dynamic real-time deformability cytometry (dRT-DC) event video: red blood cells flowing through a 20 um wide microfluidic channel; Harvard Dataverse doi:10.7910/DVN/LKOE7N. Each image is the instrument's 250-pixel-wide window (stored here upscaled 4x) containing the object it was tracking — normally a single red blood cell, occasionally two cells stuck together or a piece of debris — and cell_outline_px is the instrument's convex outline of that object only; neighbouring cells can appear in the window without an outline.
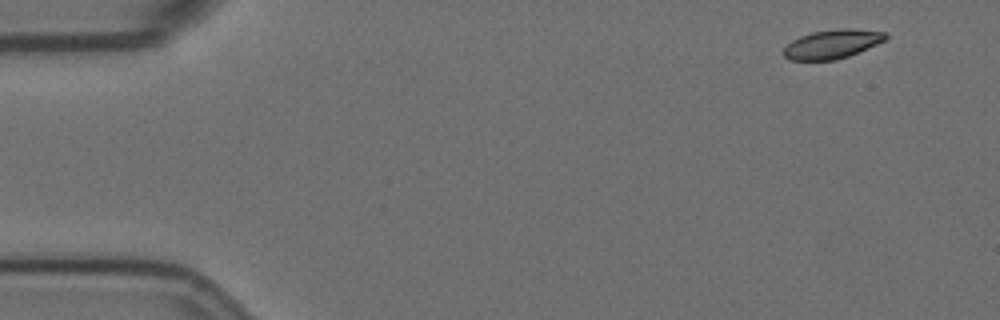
{"species": "Egyptian fruit bat (a non-hibernating species)", "species_latin": "Rousettus aegyptiacus", "temperature_condition": "room temperature", "stored_images_in_passage": 25, "camera_frame_rate_fps": 3000, "um_per_image_px": 0.085, "animal": {"sex": "female"}, "frame": {"image": 1, "passage_image": 1, "time_ms": 0.0, "image_size_px": [1000, 320], "cell_outline_px": [[888, 36], [884, 40], [876, 44], [848, 56], [836, 60], [788, 60], [784, 56], [784, 48], [792, 40], [800, 36], [812, 32], [840, 28], [848, 28], [888, 32]], "centroid_in_image_um": [70.73, 3.74], "position_along_channel_um": 14.3, "area_um2": 17.11}}
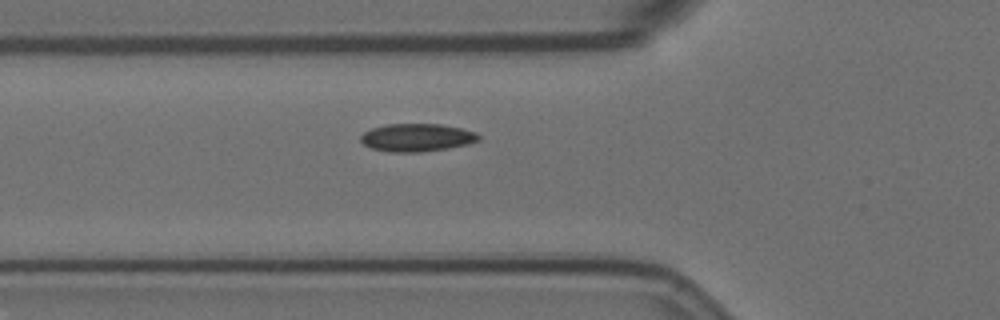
{"frame": {"image": 2, "passage_image": 17, "time_ms": 5.333, "image_size_px": [1000, 320], "cell_outline_px": [[480, 140], [468, 144], [448, 148], [420, 152], [388, 152], [372, 148], [364, 144], [360, 140], [360, 136], [364, 132], [372, 128], [388, 124], [440, 124], [460, 128], [476, 132], [480, 136]], "centroid_in_image_um": [35.44, 11.69], "position_along_channel_um": 90.4, "area_um2": 19.13}}
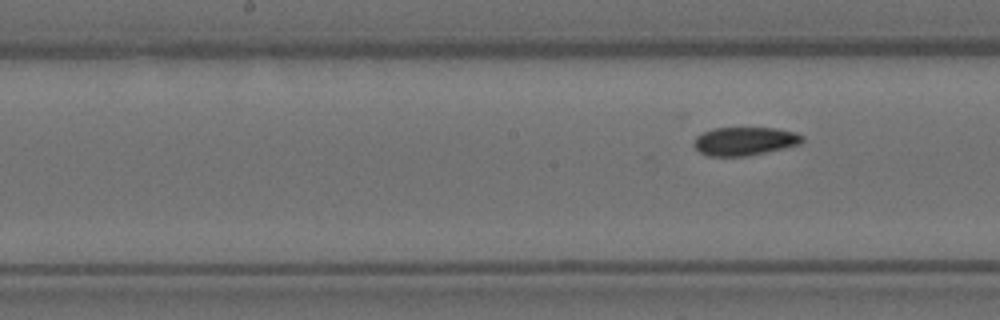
{"frame": {"image": 3, "passage_image": 25, "time_ms": 8.0, "image_size_px": [1000, 320], "cell_outline_px": [[804, 140], [800, 144], [784, 148], [748, 156], [708, 156], [700, 152], [692, 144], [696, 136], [712, 128], [776, 128], [796, 132], [804, 136]], "centroid_in_image_um": [63.3, 12.0], "position_along_channel_um": 184.9, "area_um2": 18.03}}